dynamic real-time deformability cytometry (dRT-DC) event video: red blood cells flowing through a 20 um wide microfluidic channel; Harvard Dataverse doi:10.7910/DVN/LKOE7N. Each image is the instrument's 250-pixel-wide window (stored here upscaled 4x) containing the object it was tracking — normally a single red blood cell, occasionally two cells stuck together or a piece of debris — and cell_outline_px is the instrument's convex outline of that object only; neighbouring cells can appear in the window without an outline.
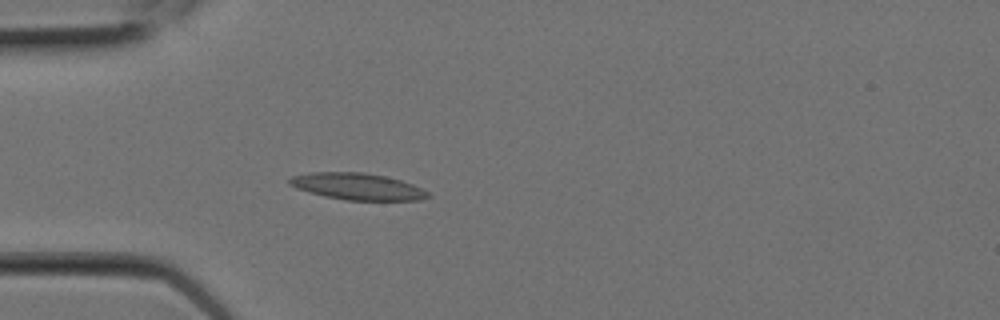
{"species": "Egyptian fruit bat (a non-hibernating species)", "species_latin": "Rousettus aegyptiacus", "temperature_condition": "room temperature", "stored_images_in_passage": 5, "camera_frame_rate_fps": 3000, "um_per_image_px": 0.085, "animal": {"sex": "female"}, "frame": {"image": 1, "passage_image": 5, "time_ms": 1.333, "image_size_px": [1000, 320], "cell_outline_px": [[432, 196], [420, 200], [344, 200], [324, 196], [308, 192], [296, 188], [288, 184], [288, 180], [292, 176], [308, 172], [364, 172], [384, 176], [400, 180], [412, 184], [428, 192]], "centroid_in_image_um": [30.35, 15.85], "position_along_channel_um": 54.7, "area_um2": 21.56}}